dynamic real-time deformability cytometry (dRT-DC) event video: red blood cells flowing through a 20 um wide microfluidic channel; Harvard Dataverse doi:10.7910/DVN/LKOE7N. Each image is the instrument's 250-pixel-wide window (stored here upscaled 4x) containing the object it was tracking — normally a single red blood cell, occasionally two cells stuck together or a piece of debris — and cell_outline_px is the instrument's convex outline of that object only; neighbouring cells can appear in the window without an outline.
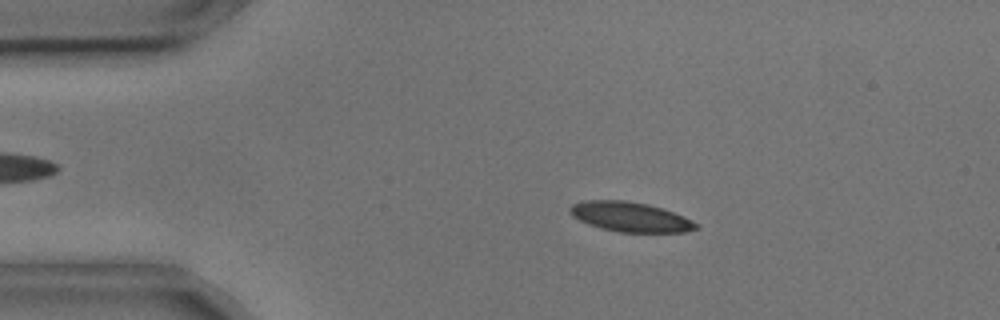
{"species": "common noctule bat (a hibernating species)", "species_latin": "Nyctalus noctula", "temperature_condition": "cold", "stored_images_in_passage": 5, "camera_frame_rate_fps": 3000, "um_per_image_px": 0.085, "animal": {"sex": "male", "body_mass_g": 17.9, "forearm_length_mm": 54.2}, "frame": {"image": 1, "passage_image": 2, "time_ms": 0.333, "image_size_px": [1000, 320], "cell_outline_px": [[700, 228], [684, 232], [620, 232], [600, 228], [588, 224], [572, 216], [568, 212], [568, 208], [572, 204], [584, 200], [624, 200], [648, 204], [684, 216], [700, 224]], "centroid_in_image_um": [53.56, 18.43], "position_along_channel_um": 31.4, "area_um2": 21.96}}
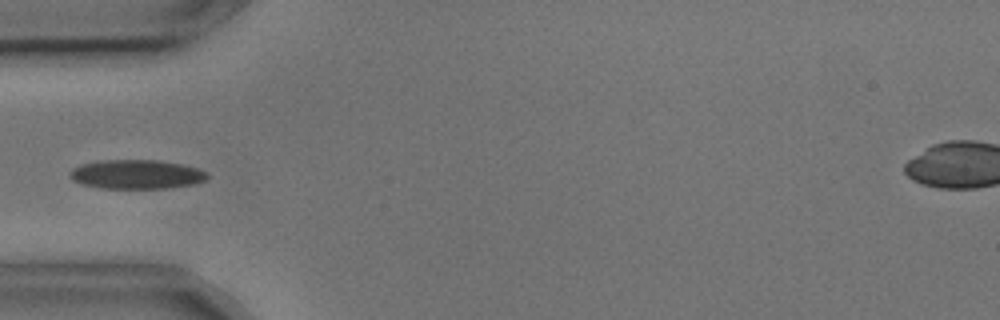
{"frame": {"image": 2, "passage_image": 4, "time_ms": 1.0, "image_size_px": [1000, 320], "cell_outline_px": [[208, 176], [204, 180], [196, 184], [168, 188], [100, 188], [84, 184], [72, 180], [68, 176], [68, 172], [72, 168], [80, 164], [96, 160], [156, 160], [184, 164], [200, 168], [208, 172]], "centroid_in_image_um": [11.6, 14.81], "position_along_channel_um": 73.4, "area_um2": 23.7}}